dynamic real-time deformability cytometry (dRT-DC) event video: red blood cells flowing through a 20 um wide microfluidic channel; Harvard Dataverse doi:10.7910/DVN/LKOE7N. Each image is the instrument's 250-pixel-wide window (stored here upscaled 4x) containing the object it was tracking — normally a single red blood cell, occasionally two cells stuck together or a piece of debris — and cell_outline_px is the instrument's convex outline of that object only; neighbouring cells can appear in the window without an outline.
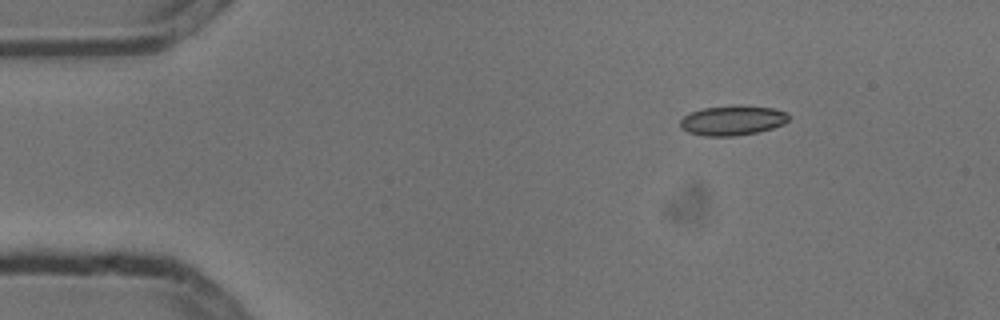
{"species": "common noctule bat (a hibernating species)", "species_latin": "Nyctalus noctula", "temperature_condition": "cold", "stored_images_in_passage": 4, "camera_frame_rate_fps": 3000, "um_per_image_px": 0.085, "animal": {"sex": "male", "body_mass_g": 13.3}, "frame": {"image": 1, "passage_image": 1, "time_ms": 0.0, "image_size_px": [1000, 320], "cell_outline_px": [[788, 120], [784, 124], [772, 128], [756, 132], [736, 136], [704, 136], [688, 132], [680, 128], [680, 120], [684, 116], [692, 112], [704, 108], [732, 104], [772, 108], [788, 112]], "centroid_in_image_um": [62.26, 10.23], "position_along_channel_um": 22.7, "area_um2": 18.96}}
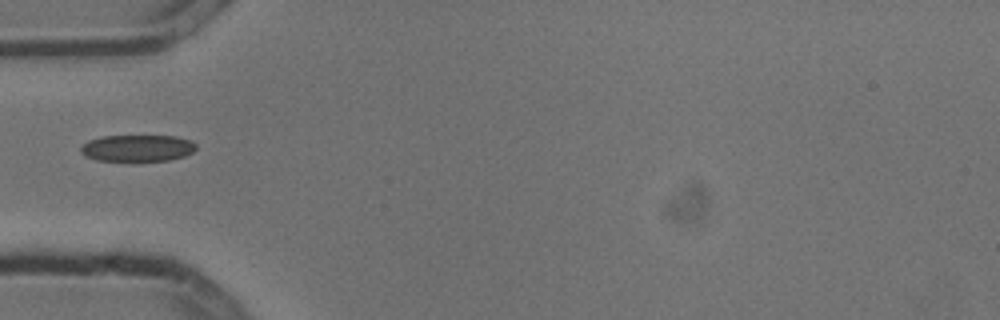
{"frame": {"image": 2, "passage_image": 4, "time_ms": 1.0, "image_size_px": [1000, 320], "cell_outline_px": [[196, 148], [192, 152], [184, 156], [168, 160], [132, 164], [96, 160], [84, 156], [80, 152], [80, 148], [88, 140], [100, 136], [176, 136], [192, 140], [196, 144]], "centroid_in_image_um": [11.65, 12.64], "position_along_channel_um": 73.4, "area_um2": 18.9}}